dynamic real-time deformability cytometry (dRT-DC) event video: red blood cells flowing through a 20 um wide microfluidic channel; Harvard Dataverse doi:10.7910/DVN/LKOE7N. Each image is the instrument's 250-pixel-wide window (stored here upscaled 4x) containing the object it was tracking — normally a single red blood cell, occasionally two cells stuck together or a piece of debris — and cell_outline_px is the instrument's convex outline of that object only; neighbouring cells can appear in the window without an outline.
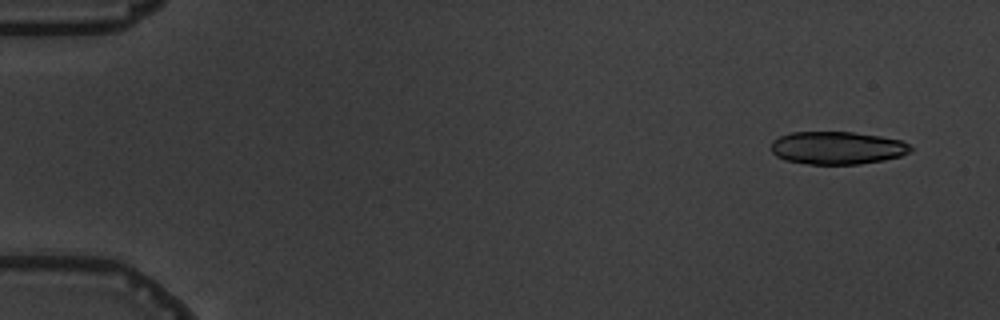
{"species": "common noctule bat (a hibernating species)", "species_latin": "Nyctalus noctula", "temperature_condition": "warm", "stored_images_in_passage": 6, "camera_frame_rate_fps": 3000, "um_per_image_px": 0.085, "animal": {"sex": "male", "body_mass_g": 19.5, "forearm_length_mm": 54.6}, "frame": {"image": 1, "passage_image": 1, "time_ms": 0.0, "image_size_px": [1000, 320], "cell_outline_px": [[912, 148], [908, 152], [900, 156], [884, 160], [860, 164], [808, 164], [784, 160], [776, 156], [772, 152], [772, 140], [780, 136], [792, 132], [852, 132], [880, 136], [900, 140], [908, 144]], "centroid_in_image_um": [71.13, 12.57], "position_along_channel_um": 13.9, "area_um2": 26.59}}
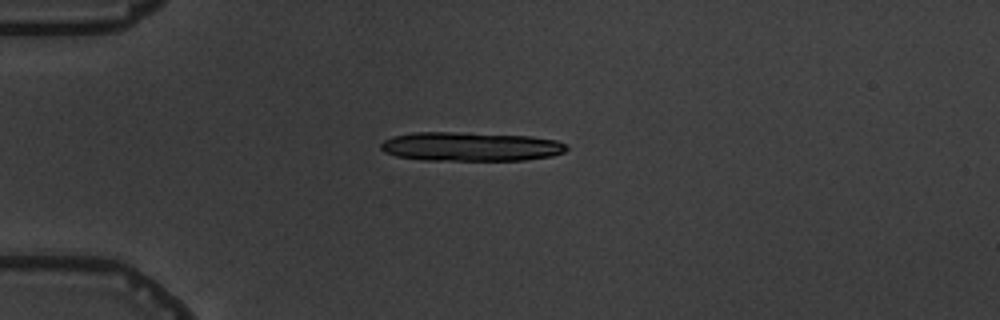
{"frame": {"image": 2, "passage_image": 4, "time_ms": 3.667, "image_size_px": [1000, 320], "cell_outline_px": [[568, 148], [564, 152], [552, 156], [524, 160], [424, 160], [396, 156], [384, 152], [380, 148], [380, 144], [384, 140], [392, 136], [412, 132], [468, 132], [532, 136], [556, 140], [568, 144]], "centroid_in_image_um": [40.01, 12.45], "position_along_channel_um": 45.0, "area_um2": 31.85}}